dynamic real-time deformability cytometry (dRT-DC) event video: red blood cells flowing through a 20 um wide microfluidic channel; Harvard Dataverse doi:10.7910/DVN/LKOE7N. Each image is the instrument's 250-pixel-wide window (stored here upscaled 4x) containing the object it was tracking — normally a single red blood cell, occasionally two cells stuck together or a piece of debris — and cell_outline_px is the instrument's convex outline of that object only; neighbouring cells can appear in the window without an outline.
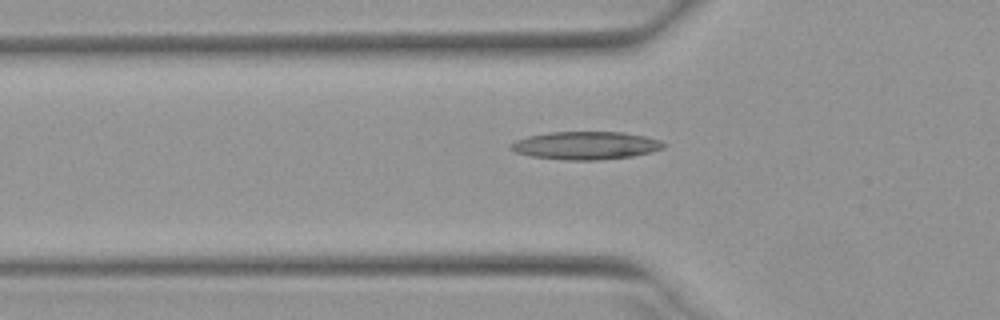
{"species": "Egyptian fruit bat (a non-hibernating species)", "species_latin": "Rousettus aegyptiacus", "temperature_condition": "warm", "stored_images_in_passage": 53, "segment_of_instrument_passage": [1, 2], "camera_frame_rate_fps": 3000, "um_per_image_px": 0.085, "animal": {"sex": "female"}, "frame": {"image": 1, "passage_image": 18, "time_ms": 5.667, "image_size_px": [1000, 320], "cell_outline_px": [[668, 144], [664, 148], [632, 156], [596, 160], [568, 160], [532, 156], [516, 152], [508, 148], [508, 144], [516, 140], [528, 136], [548, 132], [624, 132], [644, 136], [660, 140]], "centroid_in_image_um": [49.77, 12.36], "position_along_channel_um": 76.0, "area_um2": 24.85}}
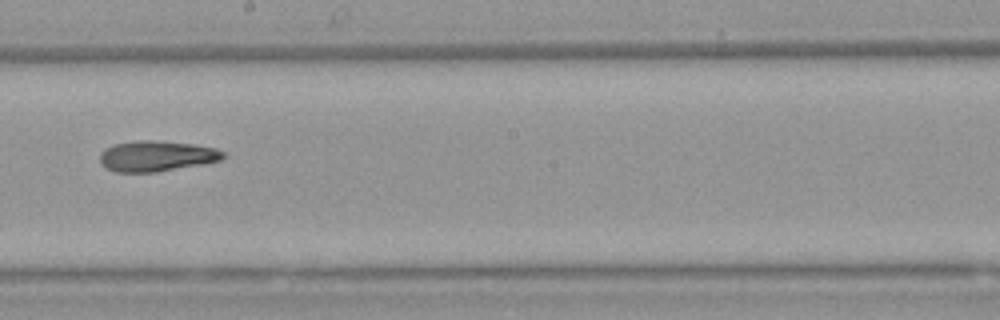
{"frame": {"image": 2, "passage_image": 30, "time_ms": 9.667, "image_size_px": [1000, 320], "cell_outline_px": [[224, 156], [220, 160], [204, 164], [156, 172], [116, 172], [108, 168], [100, 160], [100, 152], [104, 148], [116, 144], [136, 140], [152, 140], [196, 144], [216, 148], [224, 152]], "centroid_in_image_um": [13.33, 13.26], "position_along_channel_um": 234.9, "area_um2": 21.96}}
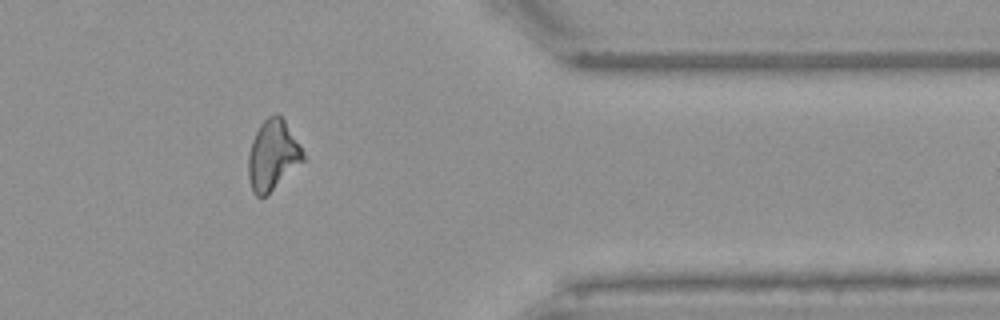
{"frame": {"image": 3, "passage_image": 43, "time_ms": 14.0, "image_size_px": [1000, 320], "cell_outline_px": [[304, 160], [268, 196], [256, 196], [252, 192], [248, 176], [248, 156], [252, 140], [260, 124], [268, 116], [276, 112], [284, 120], [300, 144], [304, 156]], "centroid_in_image_um": [23.17, 13.22], "position_along_channel_um": 388.2, "area_um2": 22.48}}